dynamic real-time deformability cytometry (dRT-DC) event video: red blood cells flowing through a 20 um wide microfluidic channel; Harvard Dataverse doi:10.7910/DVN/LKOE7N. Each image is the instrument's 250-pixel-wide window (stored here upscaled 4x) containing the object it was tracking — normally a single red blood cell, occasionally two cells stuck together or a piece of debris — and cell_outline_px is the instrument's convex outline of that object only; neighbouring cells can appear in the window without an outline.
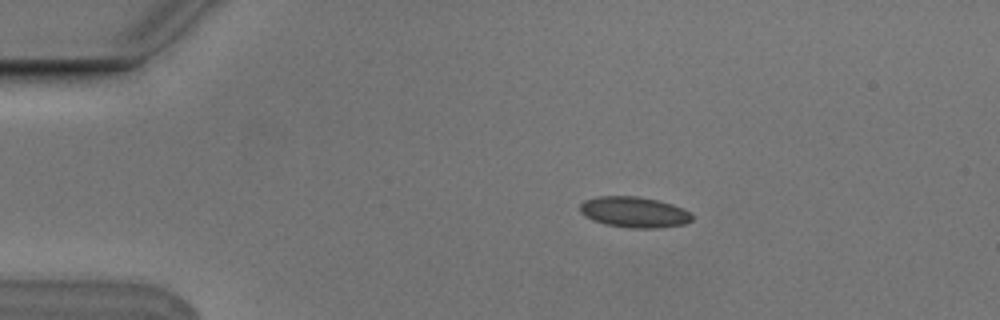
{"species": "Egyptian fruit bat (a non-hibernating species)", "species_latin": "Rousettus aegyptiacus", "temperature_condition": "cold", "stored_images_in_passage": 6, "camera_frame_rate_fps": 3000, "um_per_image_px": 0.085, "animal": {"sex": "male"}, "frame": {"image": 1, "passage_image": 3, "time_ms": 0.667, "image_size_px": [1000, 320], "cell_outline_px": [[692, 220], [684, 224], [656, 228], [632, 228], [604, 224], [592, 220], [584, 216], [580, 212], [580, 204], [584, 200], [600, 196], [636, 196], [656, 200], [672, 204], [688, 212], [692, 216]], "centroid_in_image_um": [53.85, 18.03], "position_along_channel_um": 31.1, "area_um2": 19.94}}